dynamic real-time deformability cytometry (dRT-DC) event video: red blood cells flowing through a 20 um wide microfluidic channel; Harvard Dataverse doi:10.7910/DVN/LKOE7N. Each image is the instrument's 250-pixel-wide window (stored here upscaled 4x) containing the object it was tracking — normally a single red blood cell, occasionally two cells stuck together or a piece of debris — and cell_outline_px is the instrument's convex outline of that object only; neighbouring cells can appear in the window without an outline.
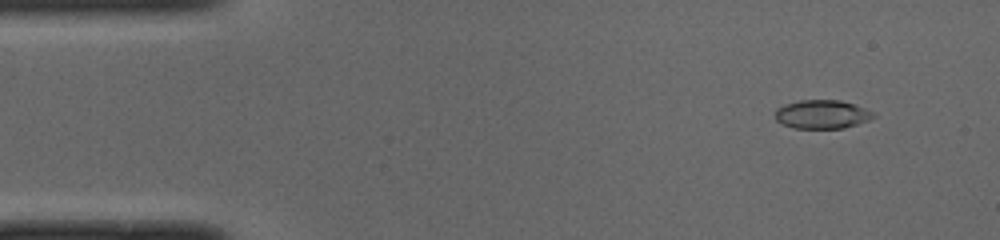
{"species": "common noctule bat (a hibernating species)", "species_latin": "Nyctalus noctula", "temperature_condition": "cold", "stored_images_in_passage": 47, "camera_frame_rate_fps": 3000, "um_per_image_px": 0.085, "animal": {"sex": "male", "body_mass_g": 19.0, "forearm_length_mm": 50.8}, "frame": {"image": 1, "passage_image": 2, "time_ms": 0.333, "image_size_px": [1000, 240], "cell_outline_px": [[876, 116], [868, 120], [844, 128], [792, 128], [776, 120], [776, 108], [784, 104], [800, 100], [840, 100], [856, 104], [872, 112]], "centroid_in_image_um": [69.86, 9.71], "position_along_channel_um": 15.1, "area_um2": 16.36}}
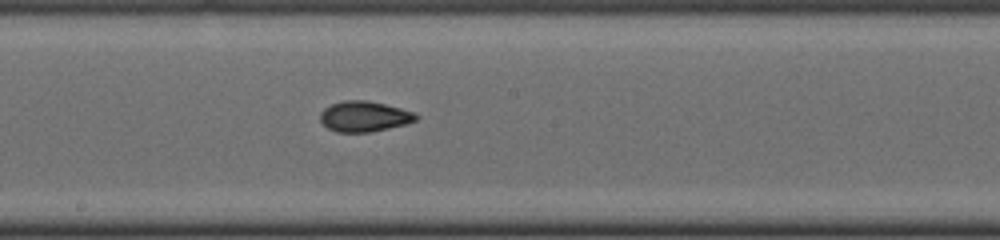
{"frame": {"image": 2, "passage_image": 24, "time_ms": 7.667, "image_size_px": [1000, 240], "cell_outline_px": [[420, 116], [416, 120], [404, 124], [388, 128], [368, 132], [336, 132], [328, 128], [320, 120], [320, 112], [324, 108], [332, 104], [344, 100], [368, 100], [400, 108], [412, 112]], "centroid_in_image_um": [30.93, 9.89], "position_along_channel_um": 217.3, "area_um2": 16.88}}
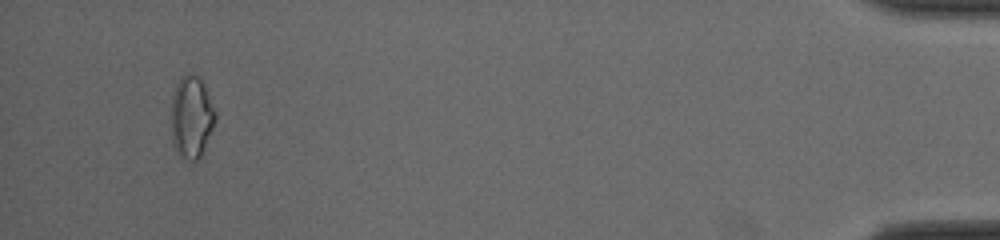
{"frame": {"image": 3, "passage_image": 45, "time_ms": 14.667, "image_size_px": [1000, 240], "cell_outline_px": [[216, 120], [204, 152], [196, 160], [188, 160], [176, 152], [172, 136], [172, 96], [176, 84], [180, 76], [184, 72], [188, 72], [200, 76], [216, 112]], "centroid_in_image_um": [16.29, 9.91], "position_along_channel_um": 418.9, "area_um2": 21.33}, "authors_computed_cell_mechanics": {"area_um2": 16.8776, "velocity_mm_per_s": 4.0059, "shape_relaxation_time_tau1_ms": 4.0696, "shape_relaxation_time_tau2_ms": 2.1006, "deformation_change_tau1": 0.1628, "deformation_change_tau2": 0.0729}}